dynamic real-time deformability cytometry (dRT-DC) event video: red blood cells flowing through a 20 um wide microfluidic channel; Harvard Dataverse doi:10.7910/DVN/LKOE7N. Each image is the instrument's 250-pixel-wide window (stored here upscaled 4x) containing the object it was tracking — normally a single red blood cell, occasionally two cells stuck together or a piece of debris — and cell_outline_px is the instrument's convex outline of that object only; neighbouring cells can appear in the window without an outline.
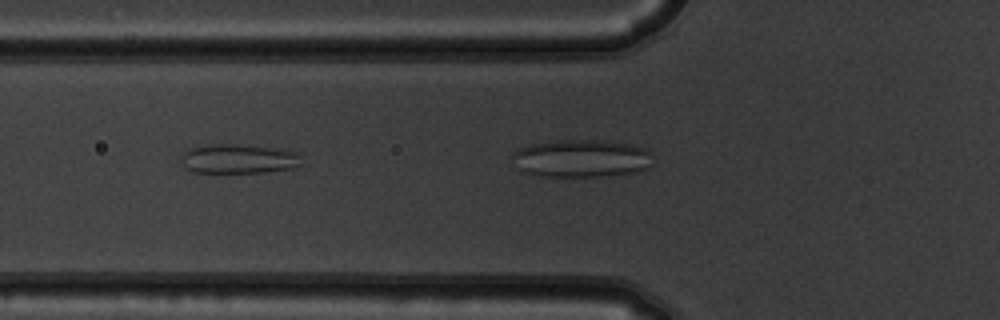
{"species": "common noctule bat (a hibernating species)", "species_latin": "Nyctalus noctula", "temperature_condition": "warm", "stored_images_in_passage": 7, "camera_frame_rate_fps": 3000, "um_per_image_px": 0.085, "animal": {"sex": "male", "body_mass_g": 19.5, "forearm_length_mm": 54.6}, "frame": {"image": 1, "passage_image": 6, "time_ms": 1.667, "image_size_px": [1000, 320], "cell_outline_px": [[300, 164], [292, 168], [264, 172], [192, 172], [184, 168], [180, 160], [180, 156], [188, 148], [208, 144], [236, 144], [268, 148], [296, 152]], "centroid_in_image_um": [20.14, 13.5], "position_along_channel_um": 105.7, "area_um2": 20.35}}